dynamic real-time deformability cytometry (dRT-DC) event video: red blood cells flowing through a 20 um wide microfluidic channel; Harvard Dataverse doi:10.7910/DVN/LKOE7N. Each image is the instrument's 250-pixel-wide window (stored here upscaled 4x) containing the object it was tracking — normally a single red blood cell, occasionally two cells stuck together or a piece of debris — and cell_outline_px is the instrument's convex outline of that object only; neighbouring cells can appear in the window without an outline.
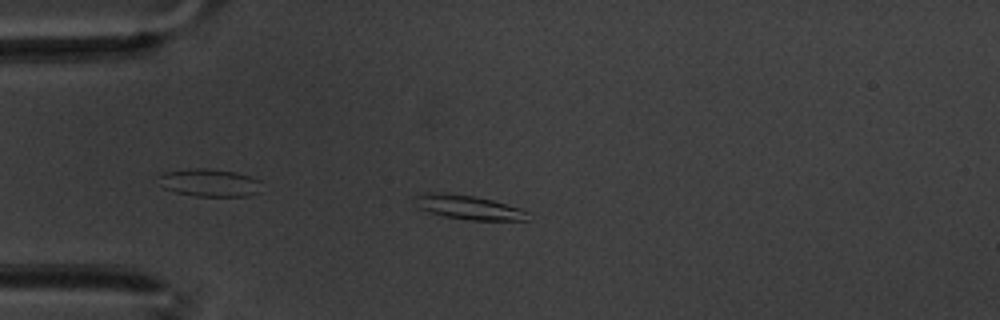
{"species": "common noctule bat (a hibernating species)", "species_latin": "Nyctalus noctula", "temperature_condition": "warm", "stored_images_in_passage": 37, "camera_frame_rate_fps": 3000, "um_per_image_px": 0.085, "animal": {"sex": "male", "body_mass_g": 20.1, "forearm_length_mm": 53.5}, "frame": {"image": 1, "passage_image": 5, "time_ms": 1.333, "image_size_px": [1000, 320], "cell_outline_px": [[528, 220], [472, 220], [444, 216], [428, 212], [420, 208], [416, 196], [428, 192], [444, 192], [472, 196], [492, 200], [520, 208], [528, 212]], "centroid_in_image_um": [39.86, 17.62], "position_along_channel_um": 45.1, "area_um2": 15.55}}
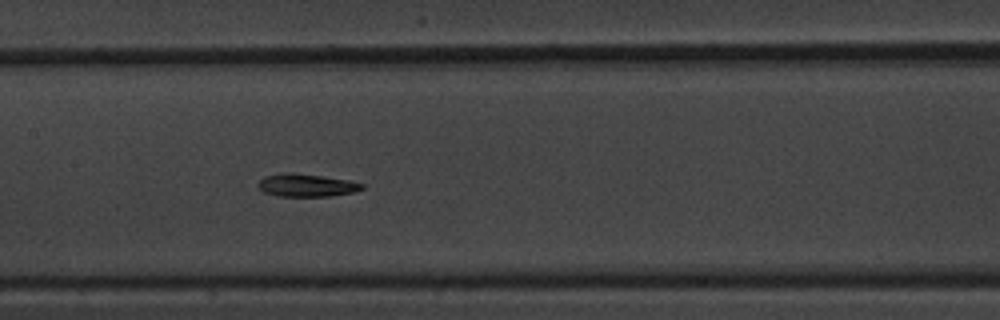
{"frame": {"image": 2, "passage_image": 19, "time_ms": 6.0, "image_size_px": [1000, 320], "cell_outline_px": [[364, 188], [352, 192], [328, 196], [276, 196], [264, 192], [256, 184], [264, 176], [280, 172], [292, 172], [348, 180], [364, 184]], "centroid_in_image_um": [25.99, 15.74], "position_along_channel_um": 181.4, "area_um2": 13.76}}
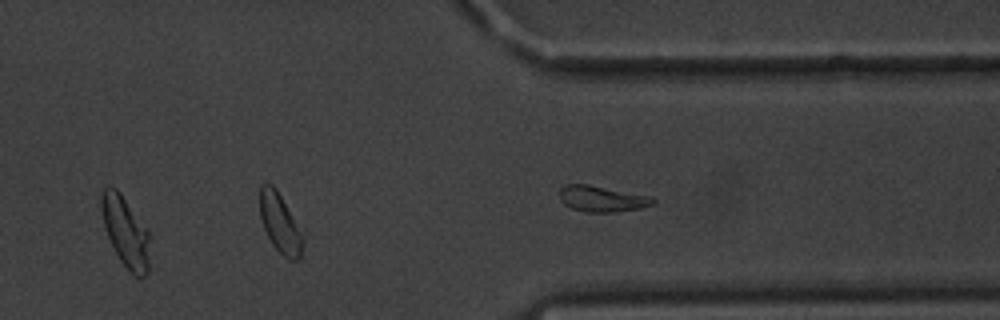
{"frame": {"image": 3, "passage_image": 35, "time_ms": 11.333, "image_size_px": [1000, 320], "cell_outline_px": [[148, 272], [144, 276], [136, 276], [120, 260], [104, 228], [100, 208], [100, 196], [104, 188], [116, 188], [120, 192], [148, 232]], "centroid_in_image_um": [10.63, 19.66], "position_along_channel_um": 400.8, "area_um2": 19.13}, "authors_computed_cell_mechanics": {"area_um2": 13.7564, "velocity_mm_per_s": 3.3618, "shape_relaxation_time_tau1_ms": 4.1499, "shape_relaxation_time_tau2_ms": 8.5685, "deformation_change_tau1": 0.1206, "deformation_change_tau2": 0.1231}}